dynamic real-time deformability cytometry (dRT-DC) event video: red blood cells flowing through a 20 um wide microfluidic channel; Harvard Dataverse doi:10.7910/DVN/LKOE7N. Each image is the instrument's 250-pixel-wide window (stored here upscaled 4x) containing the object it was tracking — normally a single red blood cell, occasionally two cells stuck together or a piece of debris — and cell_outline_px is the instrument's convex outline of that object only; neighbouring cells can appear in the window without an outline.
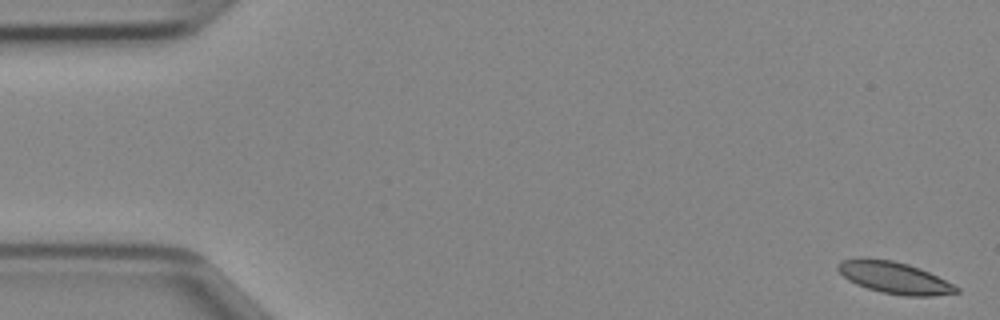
{"species": "Egyptian fruit bat (a non-hibernating species)", "species_latin": "Rousettus aegyptiacus", "temperature_condition": "cold", "stored_images_in_passage": 47, "camera_frame_rate_fps": 3000, "um_per_image_px": 0.085, "animal": {"sex": "female"}, "frame": {"image": 1, "passage_image": 1, "time_ms": 0.0, "image_size_px": [1000, 320], "cell_outline_px": [[960, 292], [932, 296], [904, 296], [880, 292], [856, 284], [848, 280], [836, 268], [836, 264], [840, 260], [864, 256], [892, 260], [908, 264], [920, 268], [960, 288]], "centroid_in_image_um": [75.96, 23.58], "position_along_channel_um": 9.0, "area_um2": 22.14}}
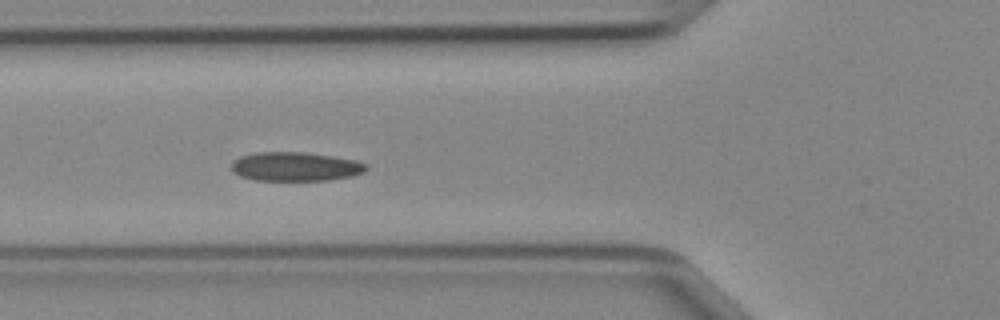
{"frame": {"image": 2, "passage_image": 17, "time_ms": 5.333, "image_size_px": [1000, 320], "cell_outline_px": [[368, 168], [364, 172], [352, 176], [328, 180], [256, 180], [240, 176], [232, 172], [232, 164], [240, 156], [256, 152], [304, 152], [332, 156], [356, 160], [368, 164]], "centroid_in_image_um": [25.13, 14.16], "position_along_channel_um": 100.7, "area_um2": 22.77}}
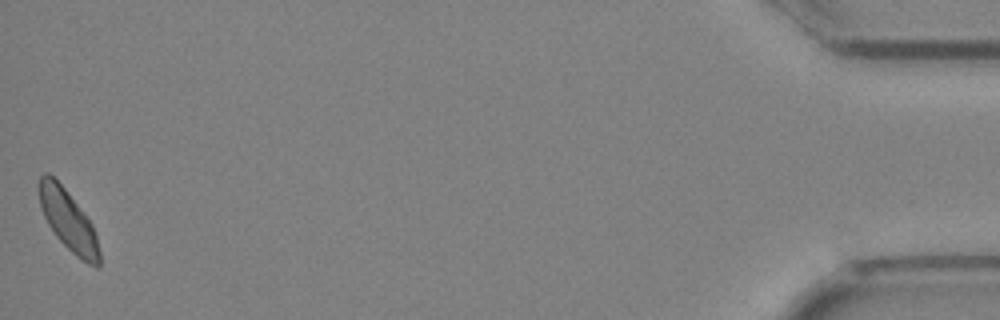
{"frame": {"image": 3, "passage_image": 47, "time_ms": 15.333, "image_size_px": [1000, 320], "cell_outline_px": [[100, 268], [96, 268], [88, 264], [76, 256], [56, 236], [48, 224], [40, 208], [36, 188], [36, 184], [40, 176], [44, 172], [48, 172], [64, 188], [92, 224], [96, 232], [100, 252]], "centroid_in_image_um": [5.77, 18.73], "position_along_channel_um": 429.4, "area_um2": 21.44}}